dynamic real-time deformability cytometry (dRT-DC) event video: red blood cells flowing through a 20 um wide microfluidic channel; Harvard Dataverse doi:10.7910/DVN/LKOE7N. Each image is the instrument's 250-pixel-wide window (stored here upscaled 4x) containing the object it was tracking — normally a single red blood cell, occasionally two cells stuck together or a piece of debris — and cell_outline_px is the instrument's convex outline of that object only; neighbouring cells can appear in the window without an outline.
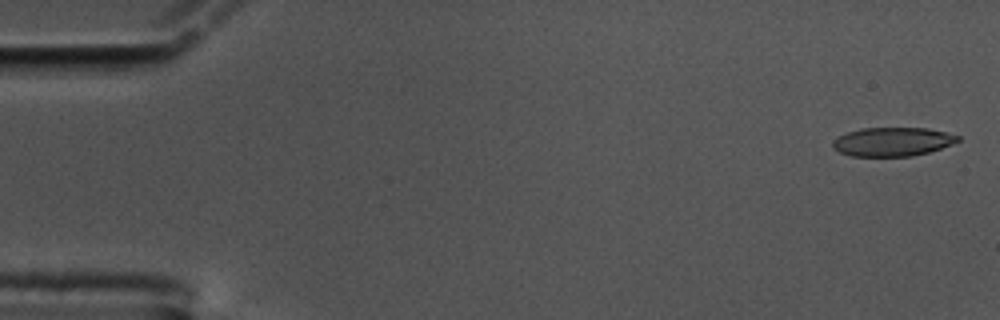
{"species": "common noctule bat (a hibernating species)", "species_latin": "Nyctalus noctula", "temperature_condition": "cold", "stored_images_in_passage": 59, "camera_frame_rate_fps": 3000, "um_per_image_px": 0.085, "animal": {"sex": "male", "body_mass_g": 17.5, "forearm_length_mm": 52.3}, "frame": {"image": 1, "passage_image": 2, "time_ms": 0.333, "image_size_px": [1000, 320], "cell_outline_px": [[960, 140], [952, 144], [928, 152], [912, 156], [852, 156], [840, 152], [832, 148], [832, 140], [836, 136], [860, 128], [928, 128], [960, 136]], "centroid_in_image_um": [75.82, 12.04], "position_along_channel_um": 9.2, "area_um2": 21.04}}
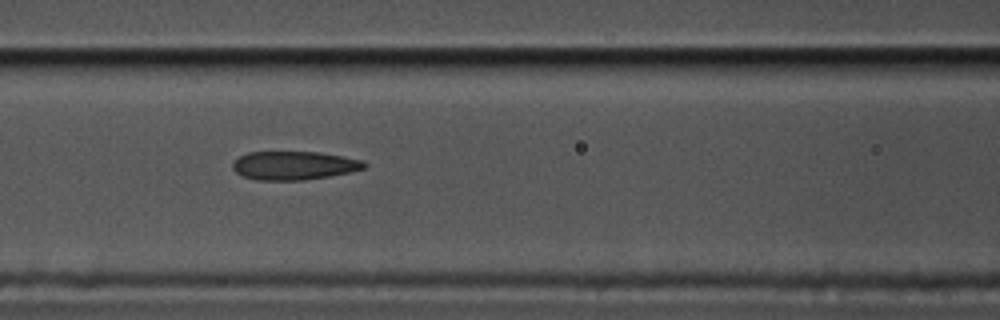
{"frame": {"image": 2, "passage_image": 25, "time_ms": 8.0, "image_size_px": [1000, 320], "cell_outline_px": [[368, 168], [328, 176], [304, 180], [256, 180], [244, 176], [236, 172], [232, 168], [232, 164], [240, 156], [248, 152], [320, 152], [364, 160], [368, 164]], "centroid_in_image_um": [25.03, 14.06], "position_along_channel_um": 141.6, "area_um2": 21.91}}
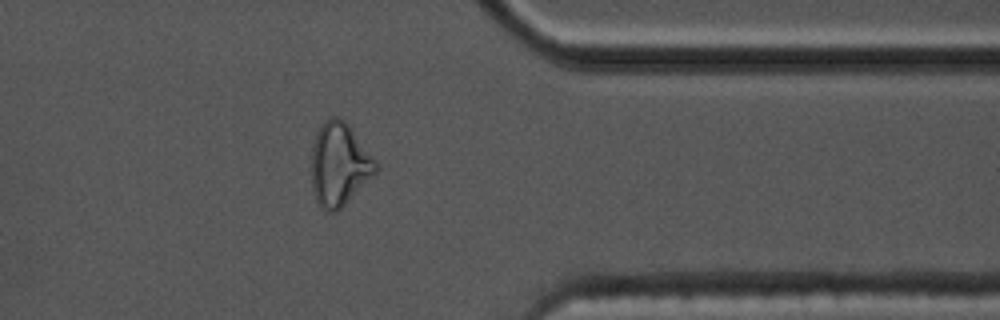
{"frame": {"image": 3, "passage_image": 47, "time_ms": 15.333, "image_size_px": [1000, 320], "cell_outline_px": [[380, 164], [376, 172], [336, 212], [328, 212], [320, 208], [316, 200], [312, 188], [312, 144], [316, 132], [320, 124], [324, 120], [332, 116], [336, 116], [344, 120], [348, 124]], "centroid_in_image_um": [28.82, 13.94], "position_along_channel_um": 382.6, "area_um2": 31.21}, "authors_computed_cell_mechanics": {"area_um2": 22.831, "velocity_mm_per_s": 3.4377, "shape_relaxation_time_tau1_ms": null, "shape_relaxation_time_tau2_ms": 3.0014, "deformation_change_tau1": null, "deformation_change_tau2": 0.1129}}